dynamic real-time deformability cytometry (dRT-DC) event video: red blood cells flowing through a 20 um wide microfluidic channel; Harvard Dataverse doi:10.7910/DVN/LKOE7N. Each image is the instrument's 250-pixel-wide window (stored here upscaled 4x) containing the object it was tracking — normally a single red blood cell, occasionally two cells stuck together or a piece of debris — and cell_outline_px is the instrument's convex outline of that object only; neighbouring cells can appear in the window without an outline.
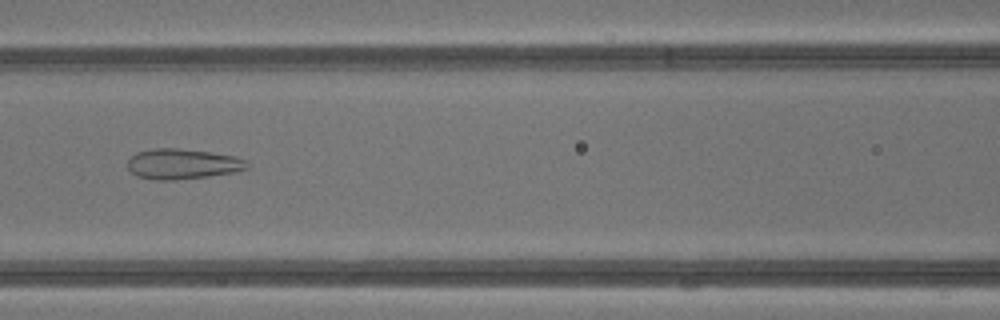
{"species": "common noctule bat (a hibernating species)", "species_latin": "Nyctalus noctula", "temperature_condition": "warm", "stored_images_in_passage": 43, "camera_frame_rate_fps": 3000, "um_per_image_px": 0.085, "animal": {"sex": "male", "body_mass_g": 13.3}, "frame": {"image": 1, "passage_image": 20, "time_ms": 6.333, "image_size_px": [1000, 320], "cell_outline_px": [[248, 168], [236, 172], [208, 176], [176, 180], [156, 180], [136, 176], [128, 168], [128, 160], [136, 152], [152, 148], [176, 148], [208, 152], [236, 156], [248, 160]], "centroid_in_image_um": [15.53, 13.94], "position_along_channel_um": 151.1, "area_um2": 21.21}}
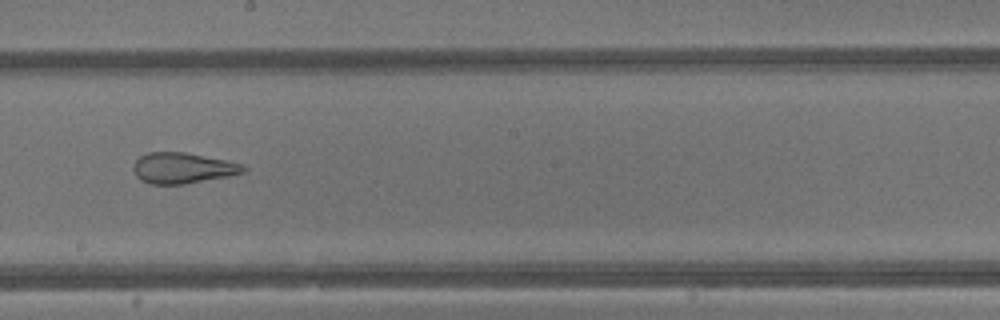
{"frame": {"image": 2, "passage_image": 25, "time_ms": 8.0, "image_size_px": [1000, 320], "cell_outline_px": [[248, 168], [244, 172], [228, 176], [184, 184], [152, 184], [140, 180], [136, 176], [132, 168], [136, 160], [140, 156], [148, 152], [184, 152], [228, 160], [244, 164]], "centroid_in_image_um": [15.54, 14.28], "position_along_channel_um": 232.7, "area_um2": 19.83}}
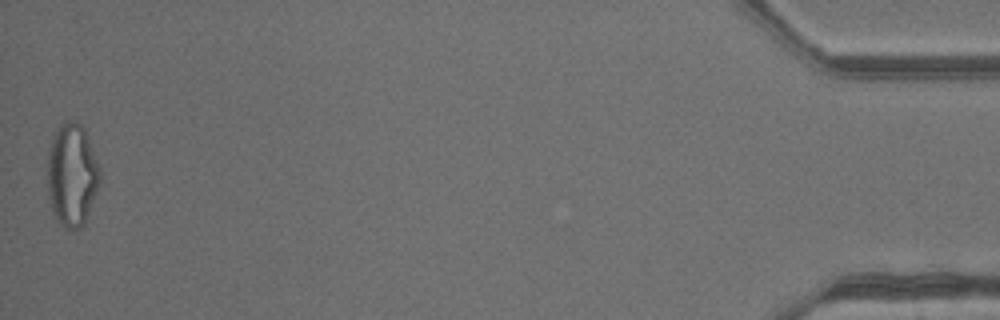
{"frame": {"image": 3, "passage_image": 43, "time_ms": 14.0, "image_size_px": [1000, 320], "cell_outline_px": [[100, 184], [84, 224], [80, 228], [64, 228], [52, 216], [48, 196], [48, 148], [52, 132], [68, 120], [76, 120], [84, 128], [100, 168]], "centroid_in_image_um": [6.1, 14.87], "position_along_channel_um": 429.1, "area_um2": 31.85}, "authors_computed_cell_mechanics": {"area_um2": 27.6284, "velocity_mm_per_s": 4.9043, "shape_relaxation_time_tau1_ms": null, "shape_relaxation_time_tau2_ms": 1.096, "deformation_change_tau1": null, "deformation_change_tau2": 0.0969}}